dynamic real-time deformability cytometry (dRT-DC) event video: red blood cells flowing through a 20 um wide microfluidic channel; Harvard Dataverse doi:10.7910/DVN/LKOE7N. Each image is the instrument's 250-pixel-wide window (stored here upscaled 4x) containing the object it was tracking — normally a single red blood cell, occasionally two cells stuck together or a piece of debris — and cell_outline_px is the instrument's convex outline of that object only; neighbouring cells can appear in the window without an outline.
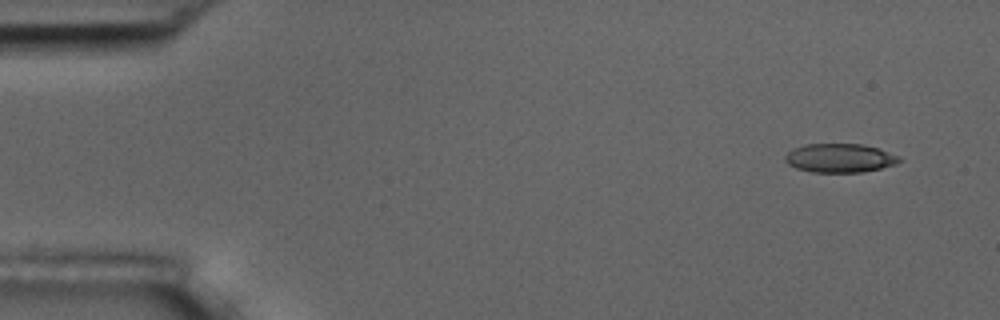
{"species": "common noctule bat (a hibernating species)", "species_latin": "Nyctalus noctula", "temperature_condition": "room temperature", "stored_images_in_passage": 5, "camera_frame_rate_fps": 3000, "um_per_image_px": 0.085, "animal": {"sex": "male", "body_mass_g": 17.5, "forearm_length_mm": 52.3}, "frame": {"image": 1, "passage_image": 1, "time_ms": 0.0, "image_size_px": [1000, 320], "cell_outline_px": [[900, 160], [896, 164], [864, 172], [812, 172], [796, 168], [788, 164], [784, 160], [784, 156], [792, 148], [804, 144], [864, 144], [880, 148], [900, 156]], "centroid_in_image_um": [71.37, 13.42], "position_along_channel_um": 13.6, "area_um2": 19.36}}
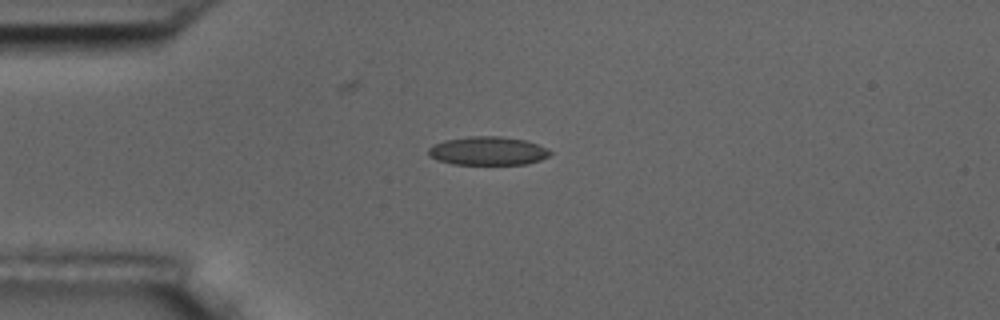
{"frame": {"image": 2, "passage_image": 4, "time_ms": 3.333, "image_size_px": [1000, 320], "cell_outline_px": [[552, 152], [548, 156], [540, 160], [528, 164], [452, 164], [436, 160], [428, 156], [428, 148], [432, 144], [444, 140], [468, 136], [500, 136], [524, 140], [548, 148]], "centroid_in_image_um": [41.42, 12.82], "position_along_channel_um": 43.6, "area_um2": 20.4}}